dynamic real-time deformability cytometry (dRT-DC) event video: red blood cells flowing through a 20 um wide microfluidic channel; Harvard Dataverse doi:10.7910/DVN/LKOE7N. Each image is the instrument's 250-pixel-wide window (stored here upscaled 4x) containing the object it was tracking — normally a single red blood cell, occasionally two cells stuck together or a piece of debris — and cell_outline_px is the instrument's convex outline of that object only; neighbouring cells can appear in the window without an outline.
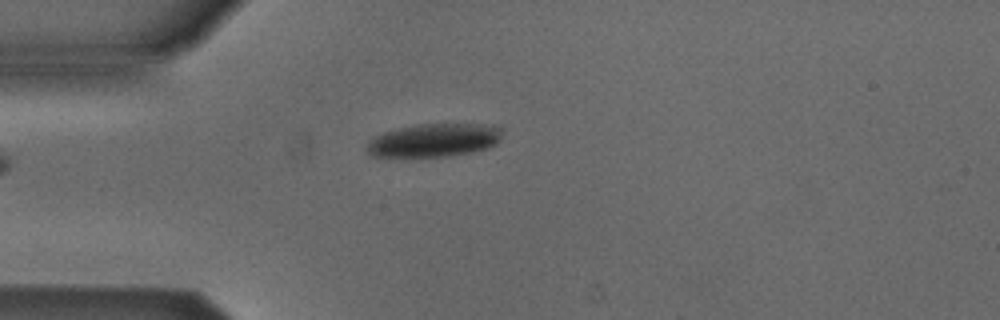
{"species": "Egyptian fruit bat (a non-hibernating species)", "species_latin": "Rousettus aegyptiacus", "temperature_condition": "cold", "stored_images_in_passage": 34, "camera_frame_rate_fps": 3000, "um_per_image_px": 0.085, "animal": {"sex": "male"}, "frame": {"image": 1, "passage_image": 1, "time_ms": 0.0, "image_size_px": [1000, 320], "cell_outline_px": [[500, 136], [492, 144], [484, 148], [468, 152], [448, 156], [372, 156], [368, 152], [368, 140], [372, 136], [384, 132], [416, 124], [492, 124], [500, 128]], "centroid_in_image_um": [36.83, 11.9], "position_along_channel_um": 48.2, "area_um2": 25.66}}
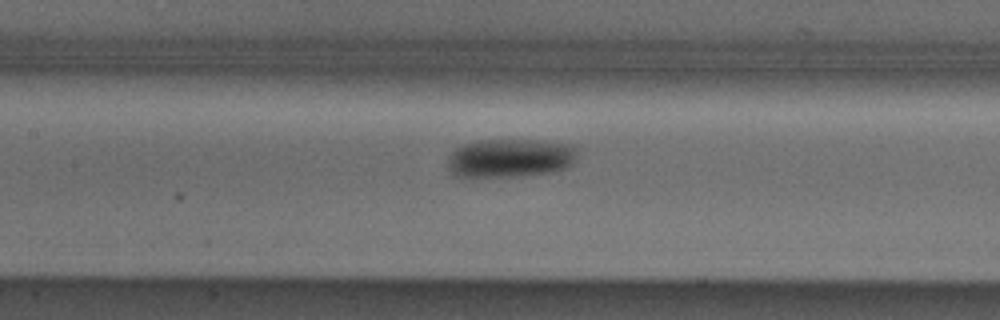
{"frame": {"image": 2, "passage_image": 11, "time_ms": 3.333, "image_size_px": [1000, 320], "cell_outline_px": [[580, 148], [576, 160], [568, 168], [552, 172], [524, 176], [452, 176], [448, 168], [448, 160], [452, 152], [456, 148], [464, 144], [480, 140], [536, 140], [576, 144]], "centroid_in_image_um": [43.46, 13.42], "position_along_channel_um": 163.9, "area_um2": 29.71}}
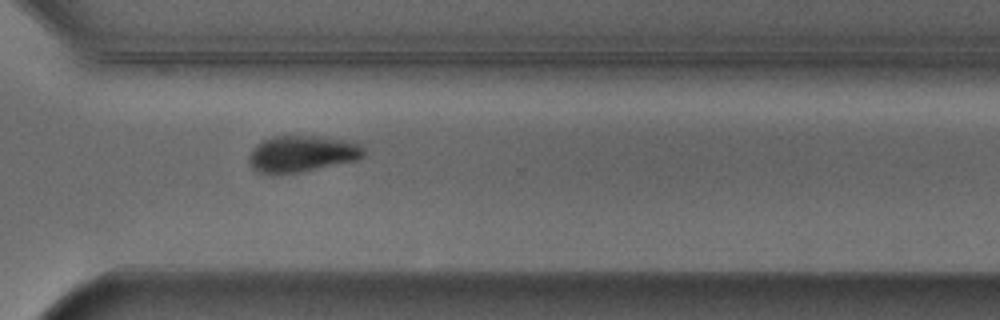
{"frame": {"image": 3, "passage_image": 25, "time_ms": 8.0, "image_size_px": [1000, 320], "cell_outline_px": [[364, 156], [356, 160], [300, 172], [272, 176], [256, 172], [252, 168], [248, 160], [248, 156], [252, 148], [256, 144], [272, 136], [320, 136], [344, 140], [360, 144], [364, 148]], "centroid_in_image_um": [25.6, 13.09], "position_along_channel_um": 345.0, "area_um2": 24.74}, "authors_computed_cell_mechanics": {"area_um2": 28.2064, "velocity_mm_per_s": 3.886, "shape_relaxation_time_tau1_ms": 2.5987, "shape_relaxation_time_tau2_ms": null, "deformation_change_tau1": 0.1031, "deformation_change_tau2": null}}